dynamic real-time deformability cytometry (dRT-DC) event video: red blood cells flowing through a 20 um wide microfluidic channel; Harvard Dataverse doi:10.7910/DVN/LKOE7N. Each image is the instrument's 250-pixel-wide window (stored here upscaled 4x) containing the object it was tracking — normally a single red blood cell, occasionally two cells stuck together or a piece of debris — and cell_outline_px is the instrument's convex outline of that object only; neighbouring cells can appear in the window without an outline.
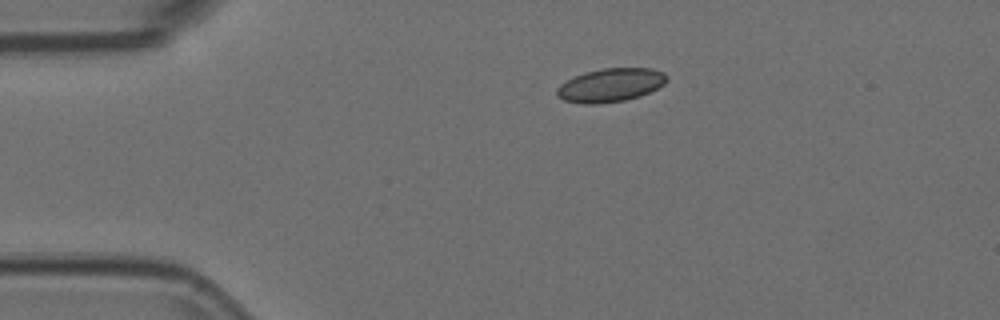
{"species": "Egyptian fruit bat (a non-hibernating species)", "species_latin": "Rousettus aegyptiacus", "temperature_condition": "room temperature", "stored_images_in_passage": 4, "camera_frame_rate_fps": 3000, "um_per_image_px": 0.085, "animal": {"sex": "female"}, "frame": {"image": 1, "passage_image": 4, "time_ms": 1.0, "image_size_px": [1000, 320], "cell_outline_px": [[668, 80], [664, 84], [640, 96], [624, 100], [596, 104], [584, 104], [564, 100], [556, 96], [556, 88], [560, 84], [584, 72], [604, 68], [652, 68], [664, 72], [668, 76]], "centroid_in_image_um": [51.9, 7.23], "position_along_channel_um": 33.1, "area_um2": 21.44}}